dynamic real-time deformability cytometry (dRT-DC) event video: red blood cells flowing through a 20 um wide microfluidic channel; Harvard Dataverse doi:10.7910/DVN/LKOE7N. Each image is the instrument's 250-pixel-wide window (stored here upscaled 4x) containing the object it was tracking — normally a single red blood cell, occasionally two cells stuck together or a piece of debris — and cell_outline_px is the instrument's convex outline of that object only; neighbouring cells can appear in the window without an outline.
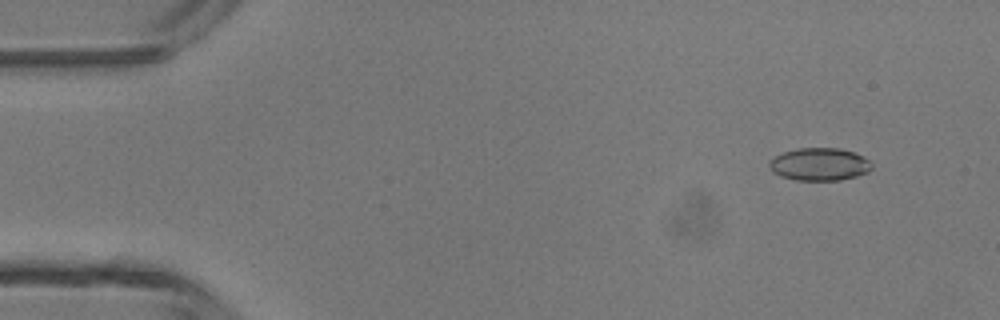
{"species": "common noctule bat (a hibernating species)", "species_latin": "Nyctalus noctula", "temperature_condition": "room temperature", "stored_images_in_passage": 14, "camera_frame_rate_fps": 3000, "um_per_image_px": 0.085, "animal": {"sex": "male", "body_mass_g": 13.3}, "frame": {"image": 1, "passage_image": 5, "time_ms": 1.333, "image_size_px": [1000, 320], "cell_outline_px": [[872, 168], [868, 172], [856, 176], [840, 180], [796, 180], [780, 176], [772, 172], [768, 164], [768, 160], [784, 152], [796, 148], [840, 148], [864, 156], [872, 164]], "centroid_in_image_um": [69.64, 13.96], "position_along_channel_um": 15.4, "area_um2": 19.59}}